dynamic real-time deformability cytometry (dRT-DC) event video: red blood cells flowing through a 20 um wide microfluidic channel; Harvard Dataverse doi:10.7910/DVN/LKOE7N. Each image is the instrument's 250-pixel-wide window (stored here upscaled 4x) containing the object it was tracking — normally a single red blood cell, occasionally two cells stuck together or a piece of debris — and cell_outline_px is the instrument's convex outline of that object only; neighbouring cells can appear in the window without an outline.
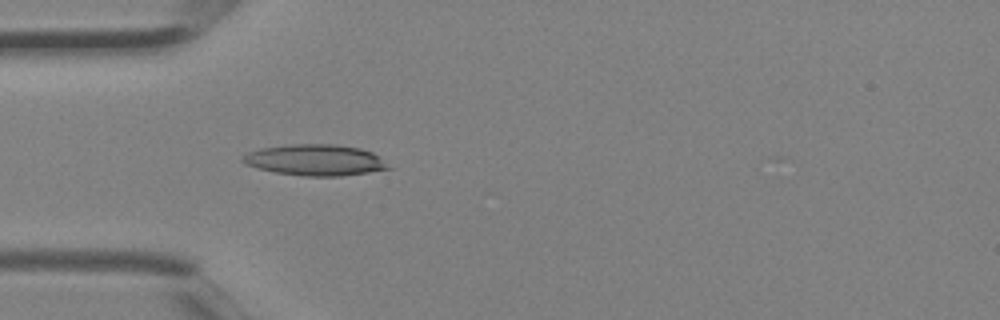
{"species": "Egyptian fruit bat (a non-hibernating species)", "species_latin": "Rousettus aegyptiacus", "temperature_condition": "room temperature", "stored_images_in_passage": 3, "camera_frame_rate_fps": 3000, "um_per_image_px": 0.085, "animal": {"sex": "female"}, "frame": {"image": 1, "passage_image": 3, "time_ms": 0.667, "image_size_px": [1000, 320], "cell_outline_px": [[392, 168], [368, 172], [340, 176], [304, 176], [276, 172], [256, 168], [244, 164], [240, 160], [240, 156], [248, 152], [260, 148], [292, 144], [336, 144], [360, 148], [372, 152]], "centroid_in_image_um": [26.73, 13.6], "position_along_channel_um": 58.3, "area_um2": 26.41}}